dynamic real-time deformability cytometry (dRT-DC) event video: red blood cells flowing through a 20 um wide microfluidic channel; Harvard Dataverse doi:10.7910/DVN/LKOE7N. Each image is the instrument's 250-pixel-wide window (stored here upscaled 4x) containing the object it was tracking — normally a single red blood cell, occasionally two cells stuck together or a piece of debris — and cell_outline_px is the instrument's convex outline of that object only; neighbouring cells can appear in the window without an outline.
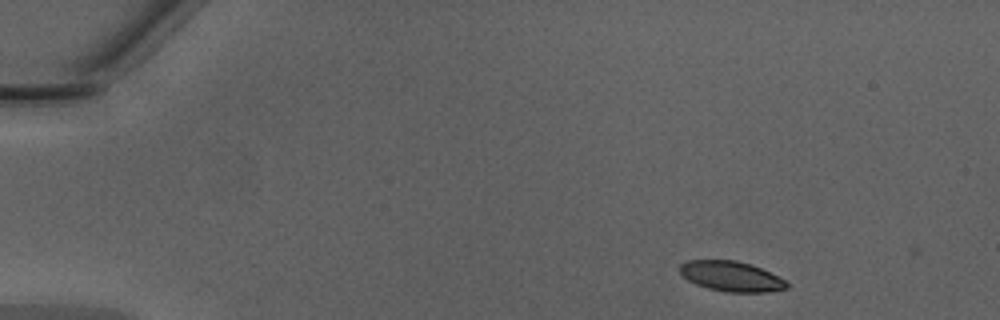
{"species": "Egyptian fruit bat (a non-hibernating species)", "species_latin": "Rousettus aegyptiacus", "temperature_condition": "warm", "stored_images_in_passage": 43, "camera_frame_rate_fps": 3000, "um_per_image_px": 0.085, "animal": {"sex": "male"}, "frame": {"image": 1, "passage_image": 1, "time_ms": 0.0, "image_size_px": [1000, 320], "cell_outline_px": [[788, 288], [768, 292], [724, 292], [708, 288], [696, 284], [688, 280], [680, 272], [680, 264], [688, 260], [736, 260], [752, 264], [784, 280], [788, 284]], "centroid_in_image_um": [62.14, 23.49], "position_along_channel_um": 22.9, "area_um2": 18.67}}
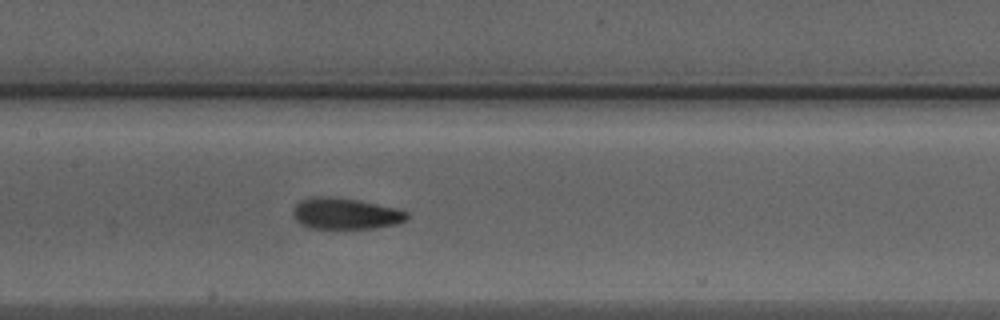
{"frame": {"image": 2, "passage_image": 19, "time_ms": 6.0, "image_size_px": [1000, 320], "cell_outline_px": [[408, 216], [404, 220], [396, 224], [376, 228], [308, 228], [300, 224], [296, 220], [292, 212], [292, 208], [300, 200], [312, 196], [336, 196], [360, 200], [396, 208], [408, 212]], "centroid_in_image_um": [29.32, 18.14], "position_along_channel_um": 178.1, "area_um2": 20.98}}
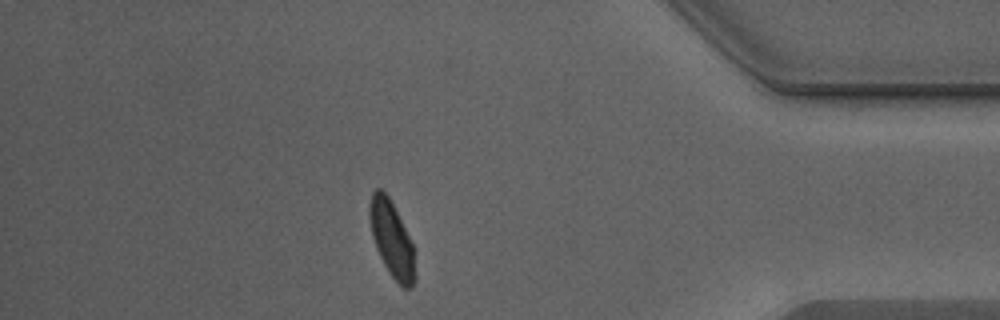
{"frame": {"image": 3, "passage_image": 37, "time_ms": 12.0, "image_size_px": [1000, 320], "cell_outline_px": [[416, 280], [412, 288], [404, 288], [388, 272], [376, 248], [372, 236], [368, 216], [368, 204], [372, 192], [376, 188], [380, 188], [388, 196], [412, 244], [416, 276]], "centroid_in_image_um": [33.27, 20.34], "position_along_channel_um": 401.9, "area_um2": 19.88}, "authors_computed_cell_mechanics": {"area_um2": 20.3456, "velocity_mm_per_s": 4.2955, "shape_relaxation_time_tau1_ms": 3.7093, "shape_relaxation_time_tau2_ms": 1.4326, "deformation_change_tau1": 0.1396, "deformation_change_tau2": 0.0744}}